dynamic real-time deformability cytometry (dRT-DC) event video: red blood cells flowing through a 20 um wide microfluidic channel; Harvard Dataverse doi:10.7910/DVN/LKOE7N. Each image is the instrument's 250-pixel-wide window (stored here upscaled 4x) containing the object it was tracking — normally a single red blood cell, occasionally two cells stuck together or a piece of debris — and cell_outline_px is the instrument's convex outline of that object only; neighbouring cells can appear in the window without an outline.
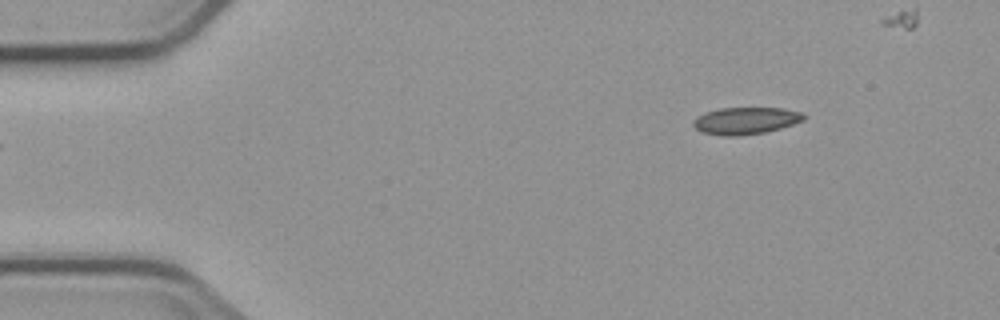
{"species": "common noctule bat (a hibernating species)", "species_latin": "Nyctalus noctula", "temperature_condition": "cold", "stored_images_in_passage": 6, "camera_frame_rate_fps": 3000, "um_per_image_px": 0.085, "animal": {"sex": "male", "body_mass_g": 23.1, "forearm_length_mm": 52.7}, "frame": {"image": 1, "passage_image": 6, "time_ms": 7.667, "image_size_px": [1000, 320], "cell_outline_px": [[808, 116], [804, 120], [780, 128], [764, 132], [740, 136], [724, 136], [700, 132], [692, 124], [692, 120], [696, 116], [704, 112], [720, 108], [784, 108], [804, 112]], "centroid_in_image_um": [63.38, 10.25], "position_along_channel_um": 21.6, "area_um2": 17.69}}